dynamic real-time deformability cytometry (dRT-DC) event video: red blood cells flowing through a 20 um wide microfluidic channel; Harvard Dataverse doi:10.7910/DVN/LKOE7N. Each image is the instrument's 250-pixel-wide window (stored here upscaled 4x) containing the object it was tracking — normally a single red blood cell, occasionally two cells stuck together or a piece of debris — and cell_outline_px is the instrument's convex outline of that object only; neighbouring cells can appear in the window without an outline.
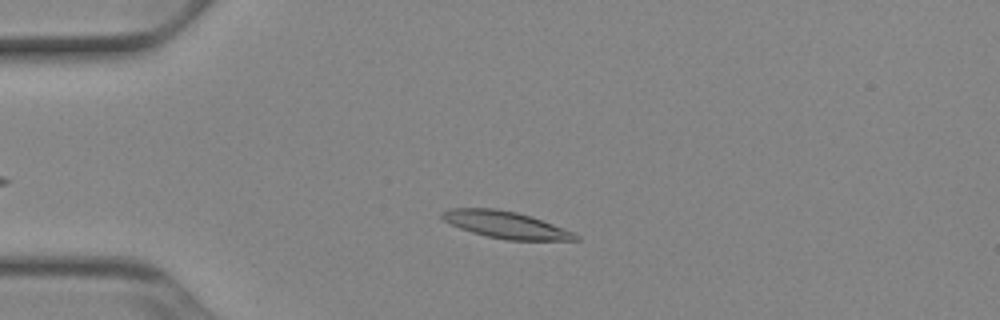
{"species": "Egyptian fruit bat (a non-hibernating species)", "species_latin": "Rousettus aegyptiacus", "temperature_condition": "cold", "stored_images_in_passage": 44, "camera_frame_rate_fps": 3000, "um_per_image_px": 0.085, "animal": {"sex": "female"}, "frame": {"image": 1, "passage_image": 10, "time_ms": 3.0, "image_size_px": [1000, 320], "cell_outline_px": [[580, 240], [508, 240], [488, 236], [472, 232], [460, 228], [444, 220], [440, 216], [440, 212], [448, 208], [496, 208], [516, 212], [552, 224], [572, 232], [580, 236]], "centroid_in_image_um": [42.94, 19.1], "position_along_channel_um": 42.1, "area_um2": 20.63}}
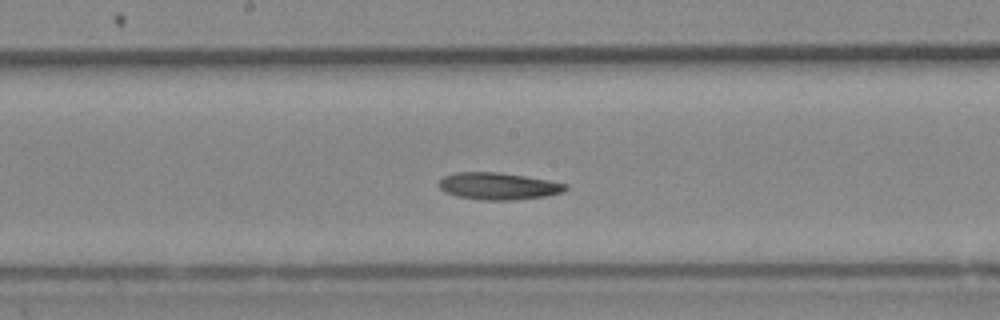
{"frame": {"image": 2, "passage_image": 25, "time_ms": 8.0, "image_size_px": [1000, 320], "cell_outline_px": [[568, 188], [564, 192], [544, 196], [516, 200], [480, 200], [456, 196], [444, 192], [440, 188], [440, 180], [444, 176], [456, 172], [496, 172], [524, 176], [548, 180], [568, 184]], "centroid_in_image_um": [42.36, 15.83], "position_along_channel_um": 205.8, "area_um2": 19.94}}
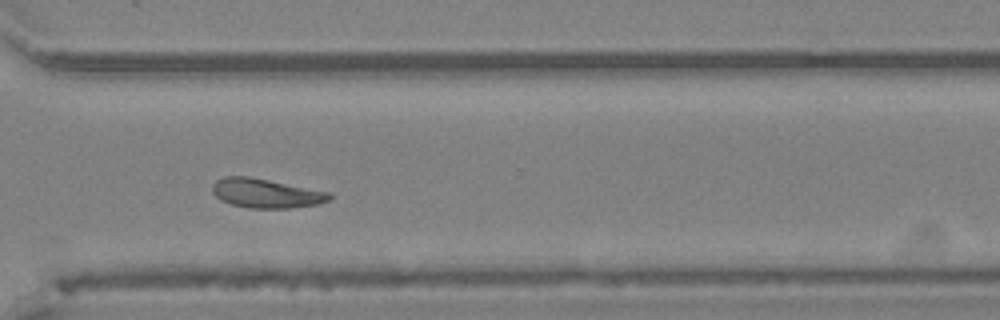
{"frame": {"image": 3, "passage_image": 36, "time_ms": 11.667, "image_size_px": [1000, 320], "cell_outline_px": [[332, 196], [328, 200], [320, 204], [292, 208], [248, 208], [232, 204], [220, 200], [212, 192], [212, 184], [216, 180], [224, 176], [248, 176], [332, 192]], "centroid_in_image_um": [22.62, 16.43], "position_along_channel_um": 348.0, "area_um2": 20.11}, "authors_computed_cell_mechanics": {"area_um2": 19.9699, "velocity_mm_per_s": 3.8592, "shape_relaxation_time_tau1_ms": 8.748, "shape_relaxation_time_tau2_ms": 7.7575, "deformation_change_tau1": 0.1647, "deformation_change_tau2": 0.1436}}